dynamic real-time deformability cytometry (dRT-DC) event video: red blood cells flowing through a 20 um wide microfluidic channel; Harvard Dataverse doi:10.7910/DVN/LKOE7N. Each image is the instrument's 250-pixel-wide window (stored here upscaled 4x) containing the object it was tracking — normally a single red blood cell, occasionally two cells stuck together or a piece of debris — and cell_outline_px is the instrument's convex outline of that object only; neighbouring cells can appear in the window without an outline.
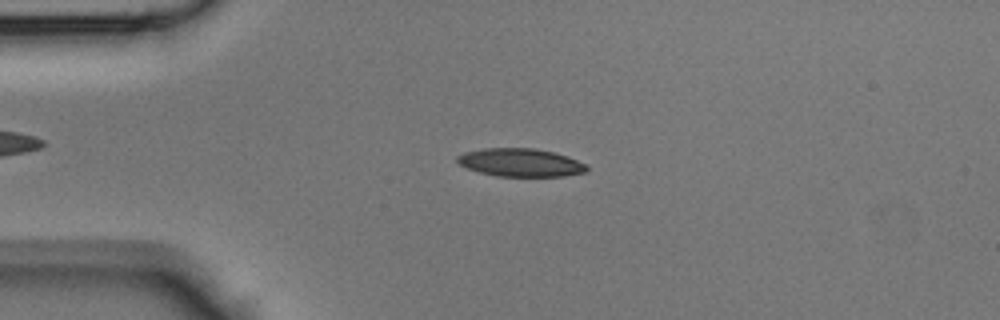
{"species": "Egyptian fruit bat (a non-hibernating species)", "species_latin": "Rousettus aegyptiacus", "temperature_condition": "room temperature", "stored_images_in_passage": 40, "camera_frame_rate_fps": 3000, "um_per_image_px": 0.085, "animal": {"sex": "male"}, "frame": {"image": 1, "passage_image": 7, "time_ms": 2.0, "image_size_px": [1000, 320], "cell_outline_px": [[588, 172], [564, 176], [496, 176], [480, 172], [468, 168], [460, 164], [456, 160], [456, 156], [464, 152], [484, 148], [536, 148], [568, 156], [588, 164]], "centroid_in_image_um": [44.28, 13.81], "position_along_channel_um": 40.7, "area_um2": 21.33}}
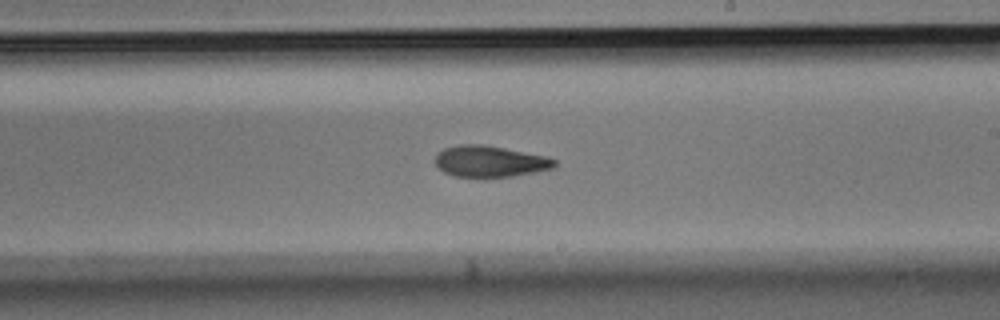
{"frame": {"image": 2, "passage_image": 22, "time_ms": 7.0, "image_size_px": [1000, 320], "cell_outline_px": [[556, 164], [552, 168], [536, 172], [512, 176], [452, 176], [444, 172], [436, 164], [436, 152], [444, 148], [460, 144], [484, 144], [548, 156], [556, 160]], "centroid_in_image_um": [41.65, 13.69], "position_along_channel_um": 247.4, "area_um2": 21.68}}
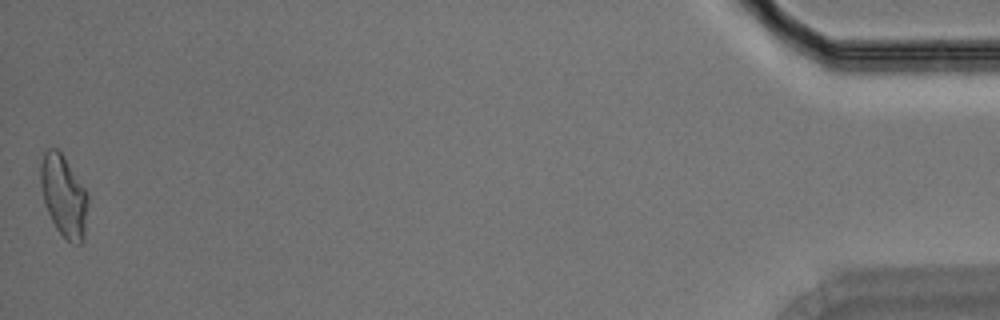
{"frame": {"image": 3, "passage_image": 40, "time_ms": 13.0, "image_size_px": [1000, 320], "cell_outline_px": [[88, 204], [84, 240], [80, 244], [72, 244], [56, 228], [44, 204], [40, 184], [40, 164], [44, 152], [48, 148], [56, 148], [64, 156], [88, 192]], "centroid_in_image_um": [5.43, 16.65], "position_along_channel_um": 429.8, "area_um2": 22.72}}